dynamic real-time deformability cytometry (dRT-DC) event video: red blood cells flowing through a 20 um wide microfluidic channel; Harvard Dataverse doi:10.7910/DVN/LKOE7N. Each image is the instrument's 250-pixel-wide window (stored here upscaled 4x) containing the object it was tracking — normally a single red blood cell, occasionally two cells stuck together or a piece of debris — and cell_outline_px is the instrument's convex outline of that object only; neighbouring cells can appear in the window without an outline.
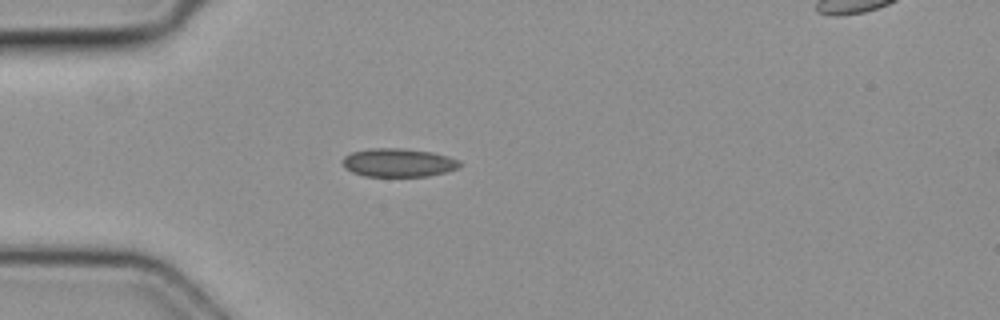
{"species": "common noctule bat (a hibernating species)", "species_latin": "Nyctalus noctula", "temperature_condition": "cold", "stored_images_in_passage": 3, "camera_frame_rate_fps": 3000, "um_per_image_px": 0.085, "animal": {"sex": "female", "body_mass_g": 19.3, "forearm_length_mm": 54.1}, "frame": {"image": 1, "passage_image": 1, "time_ms": 0.0, "image_size_px": [1000, 320], "cell_outline_px": [[464, 164], [448, 172], [428, 176], [364, 176], [352, 172], [344, 168], [344, 156], [352, 152], [372, 148], [400, 148], [432, 152], [448, 156], [460, 160]], "centroid_in_image_um": [33.9, 13.83], "position_along_channel_um": 51.1, "area_um2": 19.48}}
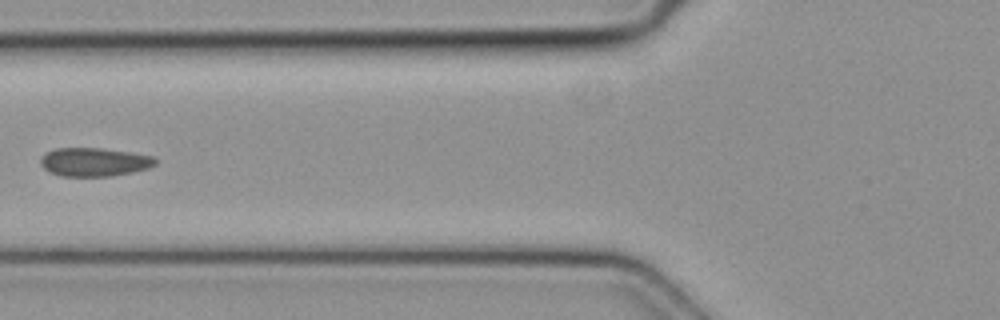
{"frame": {"image": 2, "passage_image": 3, "time_ms": 0.667, "image_size_px": [1000, 320], "cell_outline_px": [[156, 164], [148, 168], [132, 172], [112, 176], [60, 176], [48, 172], [40, 164], [40, 156], [44, 152], [56, 148], [100, 148], [128, 152], [152, 156], [156, 160]], "centroid_in_image_um": [7.94, 13.77], "position_along_channel_um": 117.9, "area_um2": 19.19}}